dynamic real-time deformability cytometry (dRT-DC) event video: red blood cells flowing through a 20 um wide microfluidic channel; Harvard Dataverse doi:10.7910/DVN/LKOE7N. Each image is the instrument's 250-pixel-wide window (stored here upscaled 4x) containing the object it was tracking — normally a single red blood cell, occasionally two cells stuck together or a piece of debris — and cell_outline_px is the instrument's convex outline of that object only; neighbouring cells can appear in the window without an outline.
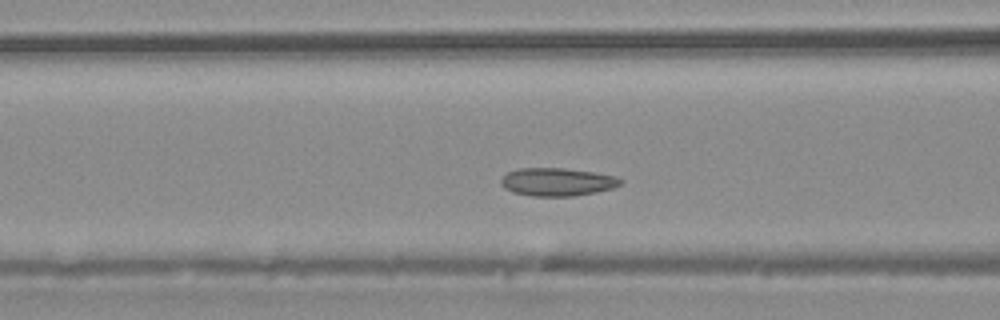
{"species": "common noctule bat (a hibernating species)", "species_latin": "Nyctalus noctula", "temperature_condition": "warm", "stored_images_in_passage": 36, "camera_frame_rate_fps": 3000, "um_per_image_px": 0.085, "animal": {"sex": "male", "body_mass_g": 20.4}, "frame": {"image": 1, "passage_image": 10, "time_ms": 3.0, "image_size_px": [1000, 320], "cell_outline_px": [[624, 180], [620, 184], [612, 188], [596, 192], [572, 196], [532, 196], [512, 192], [504, 188], [500, 184], [500, 180], [508, 172], [520, 168], [564, 168], [592, 172], [616, 176]], "centroid_in_image_um": [47.35, 15.46], "position_along_channel_um": 119.3, "area_um2": 19.48}}
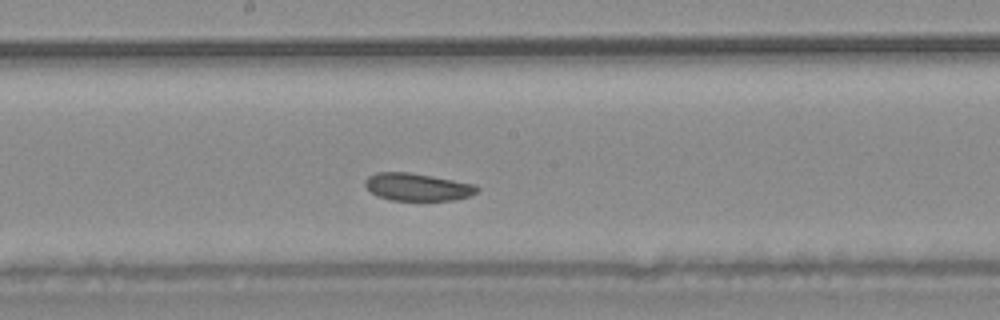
{"frame": {"image": 2, "passage_image": 16, "time_ms": 5.0, "image_size_px": [1000, 320], "cell_outline_px": [[480, 188], [476, 192], [468, 196], [456, 200], [392, 200], [376, 196], [364, 184], [364, 180], [368, 176], [376, 172], [408, 172], [432, 176], [476, 184]], "centroid_in_image_um": [35.47, 15.89], "position_along_channel_um": 212.7, "area_um2": 17.98}}
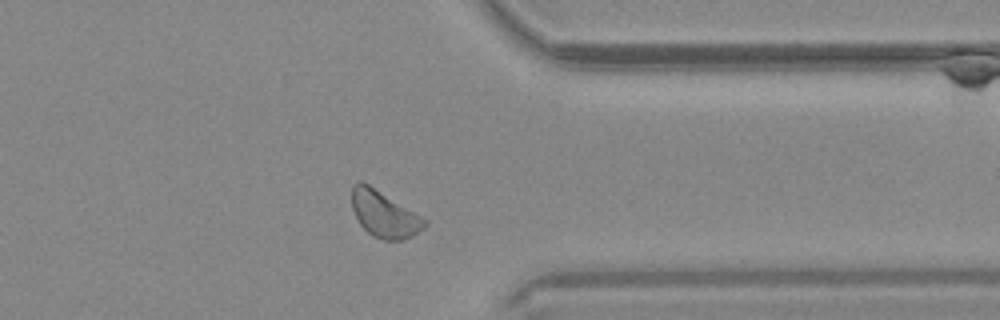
{"frame": {"image": 3, "passage_image": 27, "time_ms": 8.667, "image_size_px": [1000, 320], "cell_outline_px": [[428, 224], [424, 228], [412, 236], [400, 240], [384, 240], [372, 236], [360, 224], [352, 208], [352, 184], [360, 180], [368, 184], [428, 220]], "centroid_in_image_um": [32.66, 18.21], "position_along_channel_um": 378.7, "area_um2": 19.48}}